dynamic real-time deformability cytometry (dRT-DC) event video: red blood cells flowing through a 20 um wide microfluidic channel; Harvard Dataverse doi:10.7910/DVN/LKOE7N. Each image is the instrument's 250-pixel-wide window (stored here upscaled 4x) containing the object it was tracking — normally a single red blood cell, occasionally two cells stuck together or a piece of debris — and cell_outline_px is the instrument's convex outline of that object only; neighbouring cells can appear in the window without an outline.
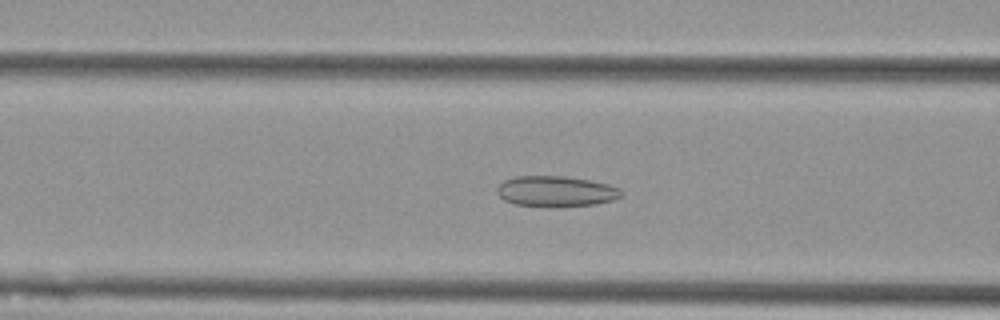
{"species": "Egyptian fruit bat (a non-hibernating species)", "species_latin": "Rousettus aegyptiacus", "temperature_condition": "cold", "stored_images_in_passage": 57, "camera_frame_rate_fps": 3000, "um_per_image_px": 0.085, "animal": {"sex": "female"}, "frame": {"image": 1, "passage_image": 23, "time_ms": 7.333, "image_size_px": [1000, 320], "cell_outline_px": [[624, 196], [616, 200], [596, 204], [516, 204], [504, 200], [496, 192], [496, 188], [504, 180], [516, 176], [564, 176], [592, 180], [608, 184], [620, 188]], "centroid_in_image_um": [47.31, 16.21], "position_along_channel_um": 119.3, "area_um2": 21.56}}
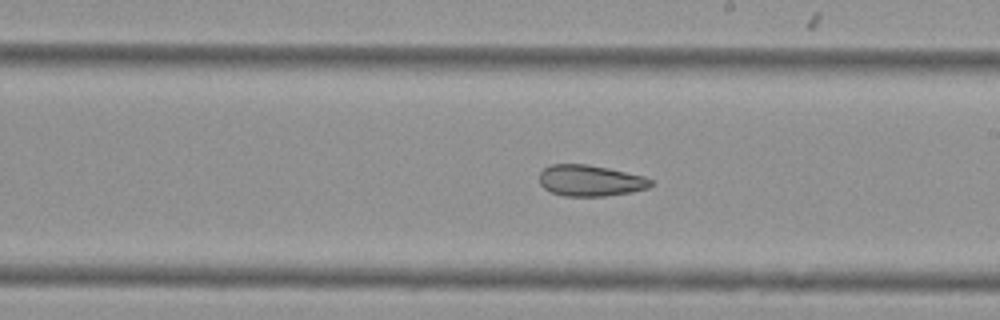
{"frame": {"image": 2, "passage_image": 33, "time_ms": 10.667, "image_size_px": [1000, 320], "cell_outline_px": [[656, 184], [648, 188], [632, 192], [604, 196], [564, 196], [552, 192], [544, 188], [540, 184], [540, 172], [544, 168], [552, 164], [588, 164], [608, 168], [644, 176], [652, 180]], "centroid_in_image_um": [50.2, 15.35], "position_along_channel_um": 238.8, "area_um2": 20.35}}
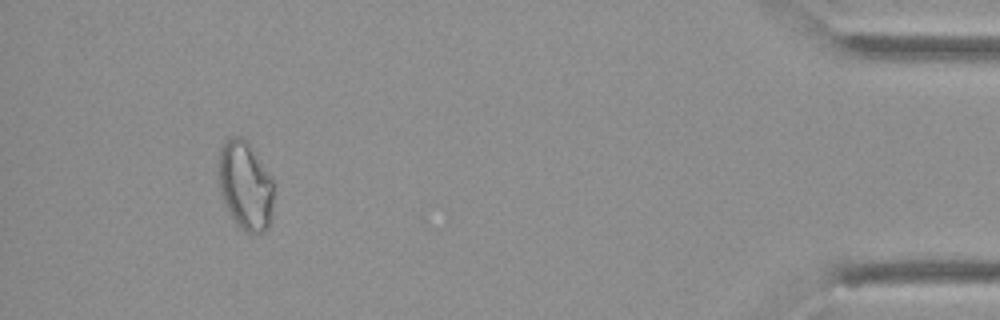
{"frame": {"image": 3, "passage_image": 53, "time_ms": 17.333, "image_size_px": [1000, 320], "cell_outline_px": [[272, 220], [268, 228], [256, 236], [240, 228], [236, 224], [228, 212], [224, 204], [220, 192], [216, 176], [216, 164], [220, 148], [224, 140], [228, 136], [240, 136], [248, 144], [272, 176]], "centroid_in_image_um": [20.8, 15.78], "position_along_channel_um": 414.4, "area_um2": 29.3}, "authors_computed_cell_mechanics": {"area_um2": 26.1834, "velocity_mm_per_s": 3.6001, "shape_relaxation_time_tau1_ms": null, "shape_relaxation_time_tau2_ms": 4.1151, "deformation_change_tau1": null, "deformation_change_tau2": 0.1054}}